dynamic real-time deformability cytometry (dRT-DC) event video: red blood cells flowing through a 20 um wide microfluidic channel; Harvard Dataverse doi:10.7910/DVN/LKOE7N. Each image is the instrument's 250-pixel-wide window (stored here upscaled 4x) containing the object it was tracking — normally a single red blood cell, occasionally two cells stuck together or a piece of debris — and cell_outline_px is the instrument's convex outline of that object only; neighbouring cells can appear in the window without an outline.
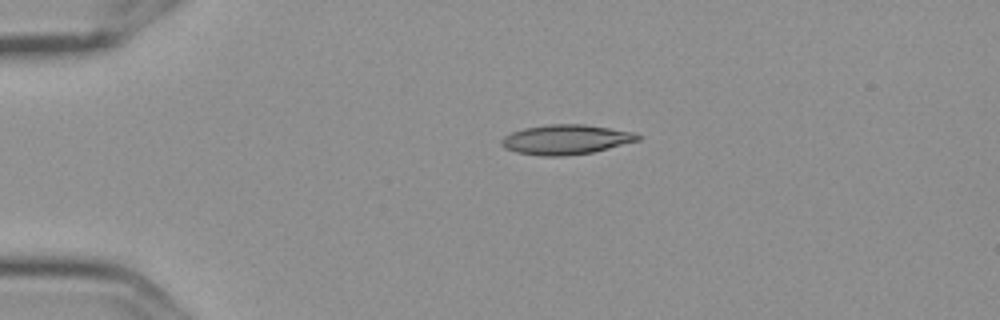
{"species": "Egyptian fruit bat (a non-hibernating species)", "species_latin": "Rousettus aegyptiacus", "temperature_condition": "cold", "stored_images_in_passage": 4, "camera_frame_rate_fps": 3000, "um_per_image_px": 0.085, "frame": {"image": 1, "passage_image": 1, "time_ms": 0.0, "image_size_px": [1000, 320], "cell_outline_px": [[644, 136], [640, 140], [592, 152], [564, 156], [540, 156], [516, 152], [504, 148], [500, 144], [500, 140], [504, 136], [512, 132], [524, 128], [548, 124], [584, 124], [636, 132]], "centroid_in_image_um": [48.11, 11.86], "position_along_channel_um": 36.9, "area_um2": 23.81}}
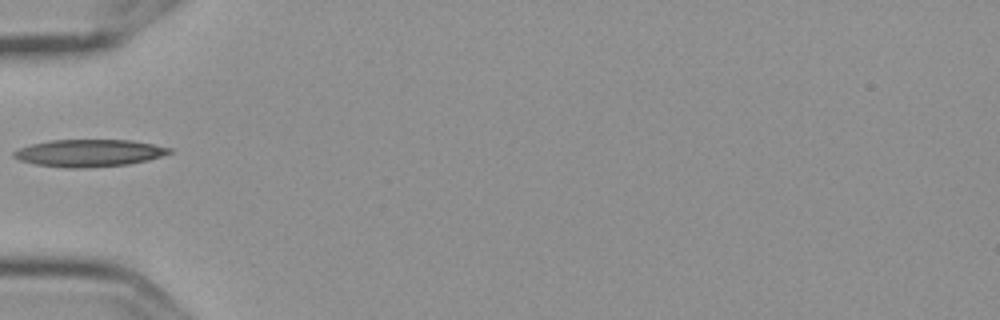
{"frame": {"image": 2, "passage_image": 3, "time_ms": 0.667, "image_size_px": [1000, 320], "cell_outline_px": [[172, 152], [148, 160], [128, 164], [88, 168], [64, 168], [36, 164], [20, 160], [12, 156], [12, 152], [20, 148], [32, 144], [52, 140], [132, 140], [172, 148]], "centroid_in_image_um": [7.57, 13.01], "position_along_channel_um": 77.4, "area_um2": 24.62}}
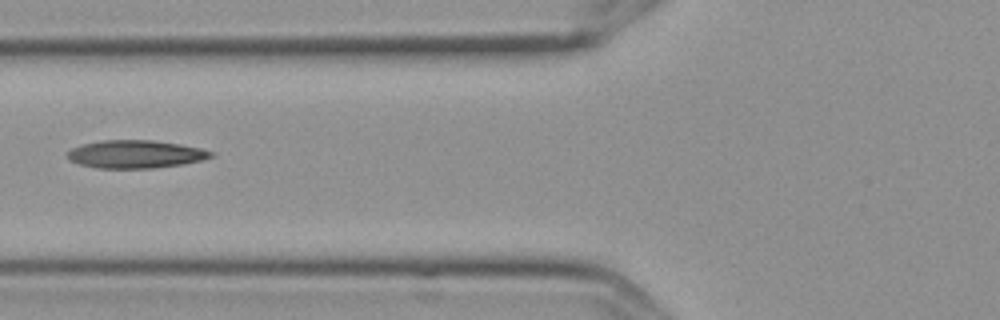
{"frame": {"image": 3, "passage_image": 4, "time_ms": 1.0, "image_size_px": [1000, 320], "cell_outline_px": [[216, 156], [184, 164], [152, 168], [96, 168], [80, 164], [68, 160], [68, 152], [72, 148], [80, 144], [100, 140], [152, 140], [180, 144], [200, 148], [216, 152]], "centroid_in_image_um": [11.53, 13.1], "position_along_channel_um": 114.3, "area_um2": 23.52}}